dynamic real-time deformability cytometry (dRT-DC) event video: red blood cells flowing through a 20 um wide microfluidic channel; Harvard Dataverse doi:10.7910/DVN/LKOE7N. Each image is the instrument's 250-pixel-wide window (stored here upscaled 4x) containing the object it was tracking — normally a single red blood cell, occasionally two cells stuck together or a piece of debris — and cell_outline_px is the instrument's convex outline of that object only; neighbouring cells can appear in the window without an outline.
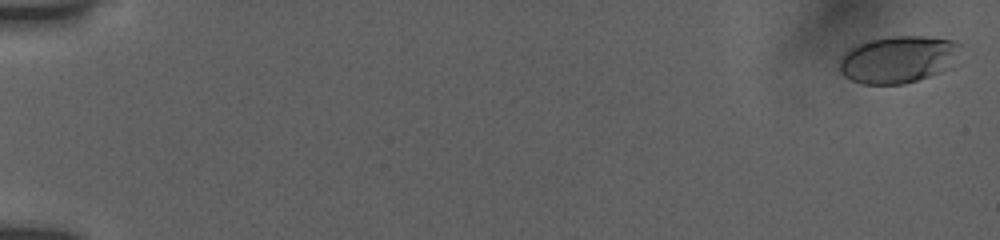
{"species": "human", "species_latin": "Homo sapiens", "temperature_condition": "room temperature", "stored_images_in_passage": 9, "camera_frame_rate_fps": 3000, "um_per_image_px": 0.085, "donor": {"sex": "female"}, "frame": {"image": 1, "passage_image": 1, "time_ms": 0.0, "image_size_px": [1000, 240], "cell_outline_px": [[964, 44], [952, 68], [904, 84], [860, 84], [844, 76], [840, 72], [840, 56], [844, 52], [860, 44], [872, 40], [888, 36], [920, 36], [956, 40]], "centroid_in_image_um": [76.4, 5.04], "position_along_channel_um": 8.6, "area_um2": 33.52}}
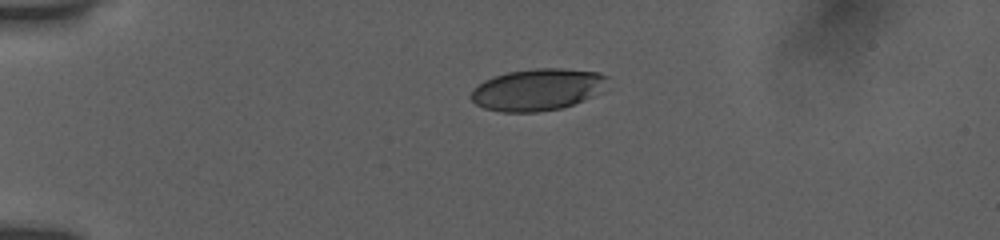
{"frame": {"image": 2, "passage_image": 7, "time_ms": 4.333, "image_size_px": [1000, 240], "cell_outline_px": [[608, 76], [604, 92], [584, 100], [560, 108], [536, 112], [500, 112], [484, 108], [476, 104], [472, 100], [472, 92], [484, 80], [508, 72], [536, 68], [560, 68], [596, 72]], "centroid_in_image_um": [45.73, 7.62], "position_along_channel_um": 39.3, "area_um2": 33.12}}